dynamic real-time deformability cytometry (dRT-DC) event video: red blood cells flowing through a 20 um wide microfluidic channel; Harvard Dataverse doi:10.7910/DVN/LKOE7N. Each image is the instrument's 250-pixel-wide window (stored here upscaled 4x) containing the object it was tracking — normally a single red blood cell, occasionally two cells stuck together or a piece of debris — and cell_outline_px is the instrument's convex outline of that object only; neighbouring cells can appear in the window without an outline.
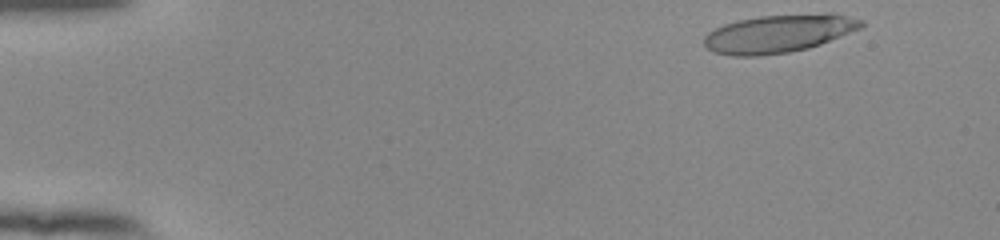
{"species": "human", "species_latin": "Homo sapiens", "temperature_condition": "room temperature", "stored_images_in_passage": 50, "camera_frame_rate_fps": 3000, "um_per_image_px": 0.085, "donor": {"sex": "female"}, "frame": {"image": 1, "passage_image": 2, "time_ms": 0.333, "image_size_px": [1000, 240], "cell_outline_px": [[864, 28], [820, 44], [808, 48], [788, 52], [760, 56], [732, 56], [712, 52], [704, 44], [704, 36], [708, 32], [724, 24], [740, 20], [760, 16], [828, 12], [832, 12], [864, 20]], "centroid_in_image_um": [66.24, 2.84], "position_along_channel_um": 18.8, "area_um2": 35.2}}
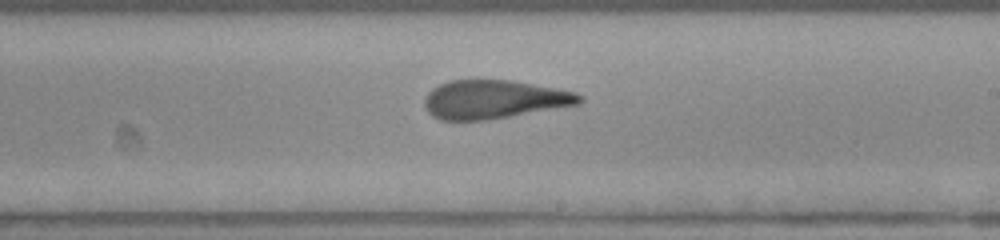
{"frame": {"image": 2, "passage_image": 29, "time_ms": 9.333, "image_size_px": [1000, 240], "cell_outline_px": [[584, 100], [580, 104], [488, 120], [440, 120], [432, 116], [424, 108], [424, 100], [428, 92], [432, 88], [448, 80], [512, 80], [560, 88], [576, 92], [584, 96]], "centroid_in_image_um": [42.02, 8.44], "position_along_channel_um": 247.0, "area_um2": 35.26}}
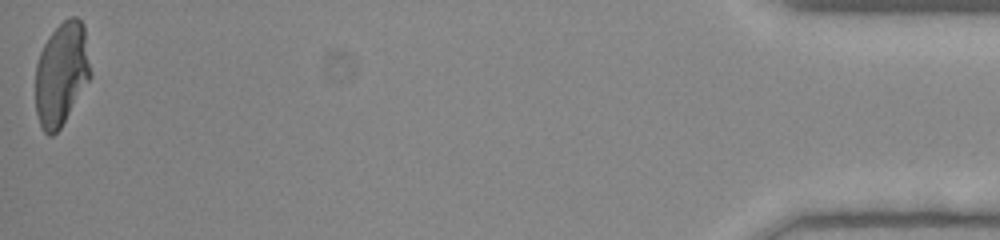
{"frame": {"image": 3, "passage_image": 50, "time_ms": 16.333, "image_size_px": [1000, 240], "cell_outline_px": [[92, 76], [60, 128], [52, 136], [48, 136], [44, 132], [40, 124], [36, 112], [36, 64], [40, 52], [48, 36], [68, 16], [76, 16], [84, 24], [92, 72]], "centroid_in_image_um": [5.24, 6.25], "position_along_channel_um": 430.0, "area_um2": 33.29}, "authors_computed_cell_mechanics": {"area_um2": 35.6048, "velocity_mm_per_s": 3.8805, "shape_relaxation_time_tau1_ms": 8.8891, "shape_relaxation_time_tau2_ms": 1.2793, "deformation_change_tau1": 0.3072, "deformation_change_tau2": 0.1074}}